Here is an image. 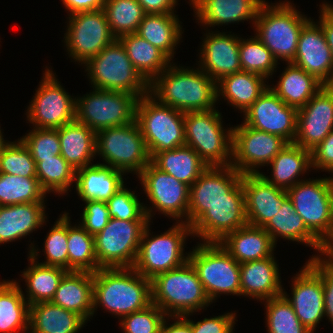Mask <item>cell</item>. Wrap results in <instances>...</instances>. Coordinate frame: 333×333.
I'll return each instance as SVG.
<instances>
[{"label": "cell", "mask_w": 333, "mask_h": 333, "mask_svg": "<svg viewBox=\"0 0 333 333\" xmlns=\"http://www.w3.org/2000/svg\"><path fill=\"white\" fill-rule=\"evenodd\" d=\"M325 256L322 258L319 254L312 255L307 262L322 277L325 316L333 326V251L325 254Z\"/></svg>", "instance_id": "11a10c76"}, {"label": "cell", "mask_w": 333, "mask_h": 333, "mask_svg": "<svg viewBox=\"0 0 333 333\" xmlns=\"http://www.w3.org/2000/svg\"><path fill=\"white\" fill-rule=\"evenodd\" d=\"M298 110L285 104L268 86L244 113V124L294 143Z\"/></svg>", "instance_id": "d6986e66"}, {"label": "cell", "mask_w": 333, "mask_h": 333, "mask_svg": "<svg viewBox=\"0 0 333 333\" xmlns=\"http://www.w3.org/2000/svg\"><path fill=\"white\" fill-rule=\"evenodd\" d=\"M216 109L185 113V145L191 147L210 166L232 162L233 127H223Z\"/></svg>", "instance_id": "9c48e42d"}, {"label": "cell", "mask_w": 333, "mask_h": 333, "mask_svg": "<svg viewBox=\"0 0 333 333\" xmlns=\"http://www.w3.org/2000/svg\"><path fill=\"white\" fill-rule=\"evenodd\" d=\"M0 173L37 178L36 163L24 143L18 139L10 142L0 154Z\"/></svg>", "instance_id": "f907efd6"}, {"label": "cell", "mask_w": 333, "mask_h": 333, "mask_svg": "<svg viewBox=\"0 0 333 333\" xmlns=\"http://www.w3.org/2000/svg\"><path fill=\"white\" fill-rule=\"evenodd\" d=\"M124 173L99 163L76 171L75 188L82 201L107 202L124 185Z\"/></svg>", "instance_id": "f546056e"}, {"label": "cell", "mask_w": 333, "mask_h": 333, "mask_svg": "<svg viewBox=\"0 0 333 333\" xmlns=\"http://www.w3.org/2000/svg\"><path fill=\"white\" fill-rule=\"evenodd\" d=\"M149 94L163 105L183 113L215 109L217 82L197 69L172 63L150 84Z\"/></svg>", "instance_id": "6da1fadb"}, {"label": "cell", "mask_w": 333, "mask_h": 333, "mask_svg": "<svg viewBox=\"0 0 333 333\" xmlns=\"http://www.w3.org/2000/svg\"><path fill=\"white\" fill-rule=\"evenodd\" d=\"M87 321L79 314L49 302L30 305L28 333H77Z\"/></svg>", "instance_id": "e575fe53"}, {"label": "cell", "mask_w": 333, "mask_h": 333, "mask_svg": "<svg viewBox=\"0 0 333 333\" xmlns=\"http://www.w3.org/2000/svg\"><path fill=\"white\" fill-rule=\"evenodd\" d=\"M277 86L269 88L288 106L301 109L324 86L313 75L287 63Z\"/></svg>", "instance_id": "74e56055"}, {"label": "cell", "mask_w": 333, "mask_h": 333, "mask_svg": "<svg viewBox=\"0 0 333 333\" xmlns=\"http://www.w3.org/2000/svg\"><path fill=\"white\" fill-rule=\"evenodd\" d=\"M194 17L203 26L215 27L239 21H253L266 0H189Z\"/></svg>", "instance_id": "484cf974"}, {"label": "cell", "mask_w": 333, "mask_h": 333, "mask_svg": "<svg viewBox=\"0 0 333 333\" xmlns=\"http://www.w3.org/2000/svg\"><path fill=\"white\" fill-rule=\"evenodd\" d=\"M80 225L90 234L95 236L111 219L106 202L89 200L84 201Z\"/></svg>", "instance_id": "9f6ffc18"}, {"label": "cell", "mask_w": 333, "mask_h": 333, "mask_svg": "<svg viewBox=\"0 0 333 333\" xmlns=\"http://www.w3.org/2000/svg\"><path fill=\"white\" fill-rule=\"evenodd\" d=\"M151 303L168 316H185L208 307L211 301L191 263L151 279Z\"/></svg>", "instance_id": "3957f363"}, {"label": "cell", "mask_w": 333, "mask_h": 333, "mask_svg": "<svg viewBox=\"0 0 333 333\" xmlns=\"http://www.w3.org/2000/svg\"><path fill=\"white\" fill-rule=\"evenodd\" d=\"M333 130V85H324L297 113L294 143L315 149Z\"/></svg>", "instance_id": "44dd1931"}, {"label": "cell", "mask_w": 333, "mask_h": 333, "mask_svg": "<svg viewBox=\"0 0 333 333\" xmlns=\"http://www.w3.org/2000/svg\"><path fill=\"white\" fill-rule=\"evenodd\" d=\"M59 217L45 238L43 252L46 261L40 264L61 267L68 271L67 213L64 212Z\"/></svg>", "instance_id": "816d5d0a"}, {"label": "cell", "mask_w": 333, "mask_h": 333, "mask_svg": "<svg viewBox=\"0 0 333 333\" xmlns=\"http://www.w3.org/2000/svg\"><path fill=\"white\" fill-rule=\"evenodd\" d=\"M149 222L111 218L94 236L95 254L100 268L133 267L143 231Z\"/></svg>", "instance_id": "4fadbf2b"}, {"label": "cell", "mask_w": 333, "mask_h": 333, "mask_svg": "<svg viewBox=\"0 0 333 333\" xmlns=\"http://www.w3.org/2000/svg\"><path fill=\"white\" fill-rule=\"evenodd\" d=\"M96 155L113 169L137 176L151 162L137 121L96 133Z\"/></svg>", "instance_id": "8fae6325"}, {"label": "cell", "mask_w": 333, "mask_h": 333, "mask_svg": "<svg viewBox=\"0 0 333 333\" xmlns=\"http://www.w3.org/2000/svg\"><path fill=\"white\" fill-rule=\"evenodd\" d=\"M174 13L146 14L137 34L160 49L171 61L182 38V25Z\"/></svg>", "instance_id": "f35d334b"}, {"label": "cell", "mask_w": 333, "mask_h": 333, "mask_svg": "<svg viewBox=\"0 0 333 333\" xmlns=\"http://www.w3.org/2000/svg\"><path fill=\"white\" fill-rule=\"evenodd\" d=\"M151 304V280L130 268H100L93 273V315L97 306L120 317Z\"/></svg>", "instance_id": "7a4b0ae2"}, {"label": "cell", "mask_w": 333, "mask_h": 333, "mask_svg": "<svg viewBox=\"0 0 333 333\" xmlns=\"http://www.w3.org/2000/svg\"><path fill=\"white\" fill-rule=\"evenodd\" d=\"M312 169L333 173V130L311 151Z\"/></svg>", "instance_id": "680465c9"}, {"label": "cell", "mask_w": 333, "mask_h": 333, "mask_svg": "<svg viewBox=\"0 0 333 333\" xmlns=\"http://www.w3.org/2000/svg\"><path fill=\"white\" fill-rule=\"evenodd\" d=\"M241 183L247 223L252 226L263 227L288 198L287 190L275 187L259 173L243 174Z\"/></svg>", "instance_id": "d4e9b609"}, {"label": "cell", "mask_w": 333, "mask_h": 333, "mask_svg": "<svg viewBox=\"0 0 333 333\" xmlns=\"http://www.w3.org/2000/svg\"><path fill=\"white\" fill-rule=\"evenodd\" d=\"M138 177L153 209L177 222L187 224L190 186L161 171L152 162L141 171Z\"/></svg>", "instance_id": "e0dca14e"}, {"label": "cell", "mask_w": 333, "mask_h": 333, "mask_svg": "<svg viewBox=\"0 0 333 333\" xmlns=\"http://www.w3.org/2000/svg\"><path fill=\"white\" fill-rule=\"evenodd\" d=\"M263 302L268 333H312L300 322L283 294Z\"/></svg>", "instance_id": "c3c4849f"}, {"label": "cell", "mask_w": 333, "mask_h": 333, "mask_svg": "<svg viewBox=\"0 0 333 333\" xmlns=\"http://www.w3.org/2000/svg\"><path fill=\"white\" fill-rule=\"evenodd\" d=\"M30 305L16 280L0 281V333L29 330Z\"/></svg>", "instance_id": "60d3db41"}, {"label": "cell", "mask_w": 333, "mask_h": 333, "mask_svg": "<svg viewBox=\"0 0 333 333\" xmlns=\"http://www.w3.org/2000/svg\"><path fill=\"white\" fill-rule=\"evenodd\" d=\"M20 140L28 148L35 161H43L53 158L55 155H61L58 129L34 128Z\"/></svg>", "instance_id": "db71d44e"}, {"label": "cell", "mask_w": 333, "mask_h": 333, "mask_svg": "<svg viewBox=\"0 0 333 333\" xmlns=\"http://www.w3.org/2000/svg\"><path fill=\"white\" fill-rule=\"evenodd\" d=\"M245 196L240 182L227 199L213 204L192 225L193 237L203 243H218L227 234L246 226Z\"/></svg>", "instance_id": "ac0fdd59"}, {"label": "cell", "mask_w": 333, "mask_h": 333, "mask_svg": "<svg viewBox=\"0 0 333 333\" xmlns=\"http://www.w3.org/2000/svg\"><path fill=\"white\" fill-rule=\"evenodd\" d=\"M310 19L289 1L271 6L265 2L254 23L256 36L277 61L290 63L296 54L300 32Z\"/></svg>", "instance_id": "277c9868"}, {"label": "cell", "mask_w": 333, "mask_h": 333, "mask_svg": "<svg viewBox=\"0 0 333 333\" xmlns=\"http://www.w3.org/2000/svg\"><path fill=\"white\" fill-rule=\"evenodd\" d=\"M185 113L158 102L149 93L138 98L136 118L150 158L185 145Z\"/></svg>", "instance_id": "ba28073f"}, {"label": "cell", "mask_w": 333, "mask_h": 333, "mask_svg": "<svg viewBox=\"0 0 333 333\" xmlns=\"http://www.w3.org/2000/svg\"><path fill=\"white\" fill-rule=\"evenodd\" d=\"M46 195L37 178L0 173V206L45 202Z\"/></svg>", "instance_id": "f6af8a7d"}, {"label": "cell", "mask_w": 333, "mask_h": 333, "mask_svg": "<svg viewBox=\"0 0 333 333\" xmlns=\"http://www.w3.org/2000/svg\"><path fill=\"white\" fill-rule=\"evenodd\" d=\"M29 249L28 261L30 265L25 271L21 272V277L25 279V285H27L25 299L29 305L38 302H49L54 298L60 281L68 271L61 267L40 264L36 260L39 256L38 249L36 250L32 243Z\"/></svg>", "instance_id": "836d02e7"}, {"label": "cell", "mask_w": 333, "mask_h": 333, "mask_svg": "<svg viewBox=\"0 0 333 333\" xmlns=\"http://www.w3.org/2000/svg\"><path fill=\"white\" fill-rule=\"evenodd\" d=\"M166 316V317H165ZM168 316L155 304L151 303L145 309L125 315L120 319L124 333H160V328Z\"/></svg>", "instance_id": "f5cc1de1"}, {"label": "cell", "mask_w": 333, "mask_h": 333, "mask_svg": "<svg viewBox=\"0 0 333 333\" xmlns=\"http://www.w3.org/2000/svg\"><path fill=\"white\" fill-rule=\"evenodd\" d=\"M69 15L103 8L106 0H61Z\"/></svg>", "instance_id": "94428289"}, {"label": "cell", "mask_w": 333, "mask_h": 333, "mask_svg": "<svg viewBox=\"0 0 333 333\" xmlns=\"http://www.w3.org/2000/svg\"><path fill=\"white\" fill-rule=\"evenodd\" d=\"M136 70L150 84L171 63V60L157 47L137 33L118 38Z\"/></svg>", "instance_id": "ab89813d"}, {"label": "cell", "mask_w": 333, "mask_h": 333, "mask_svg": "<svg viewBox=\"0 0 333 333\" xmlns=\"http://www.w3.org/2000/svg\"><path fill=\"white\" fill-rule=\"evenodd\" d=\"M242 177L232 165L208 167L190 186L187 224L191 226L209 207L227 199Z\"/></svg>", "instance_id": "ffe728a7"}, {"label": "cell", "mask_w": 333, "mask_h": 333, "mask_svg": "<svg viewBox=\"0 0 333 333\" xmlns=\"http://www.w3.org/2000/svg\"><path fill=\"white\" fill-rule=\"evenodd\" d=\"M44 202L0 206V244L17 241L46 224Z\"/></svg>", "instance_id": "83f0119b"}, {"label": "cell", "mask_w": 333, "mask_h": 333, "mask_svg": "<svg viewBox=\"0 0 333 333\" xmlns=\"http://www.w3.org/2000/svg\"><path fill=\"white\" fill-rule=\"evenodd\" d=\"M291 63L313 75L323 85H333V58L318 22L310 19L303 26Z\"/></svg>", "instance_id": "603a6c76"}, {"label": "cell", "mask_w": 333, "mask_h": 333, "mask_svg": "<svg viewBox=\"0 0 333 333\" xmlns=\"http://www.w3.org/2000/svg\"><path fill=\"white\" fill-rule=\"evenodd\" d=\"M291 297L283 295L291 303L300 322L312 333L325 317L324 292L321 275L308 263L293 276Z\"/></svg>", "instance_id": "7402d4cb"}, {"label": "cell", "mask_w": 333, "mask_h": 333, "mask_svg": "<svg viewBox=\"0 0 333 333\" xmlns=\"http://www.w3.org/2000/svg\"><path fill=\"white\" fill-rule=\"evenodd\" d=\"M274 256L240 264L241 295L262 302L282 295L284 288Z\"/></svg>", "instance_id": "4316f807"}, {"label": "cell", "mask_w": 333, "mask_h": 333, "mask_svg": "<svg viewBox=\"0 0 333 333\" xmlns=\"http://www.w3.org/2000/svg\"><path fill=\"white\" fill-rule=\"evenodd\" d=\"M227 32H206L199 55V68L218 82L227 75L242 71L239 58L240 38Z\"/></svg>", "instance_id": "cb8c5ba5"}, {"label": "cell", "mask_w": 333, "mask_h": 333, "mask_svg": "<svg viewBox=\"0 0 333 333\" xmlns=\"http://www.w3.org/2000/svg\"><path fill=\"white\" fill-rule=\"evenodd\" d=\"M266 80L261 75L246 71L227 75L217 82L218 101L222 96L244 114L268 88Z\"/></svg>", "instance_id": "8d00e7d4"}, {"label": "cell", "mask_w": 333, "mask_h": 333, "mask_svg": "<svg viewBox=\"0 0 333 333\" xmlns=\"http://www.w3.org/2000/svg\"><path fill=\"white\" fill-rule=\"evenodd\" d=\"M138 97L128 92L99 90L76 98L75 120L95 133L135 121Z\"/></svg>", "instance_id": "7c38bea8"}, {"label": "cell", "mask_w": 333, "mask_h": 333, "mask_svg": "<svg viewBox=\"0 0 333 333\" xmlns=\"http://www.w3.org/2000/svg\"><path fill=\"white\" fill-rule=\"evenodd\" d=\"M61 156L76 171L92 164L96 156V133L76 120L58 128Z\"/></svg>", "instance_id": "d6a6232c"}, {"label": "cell", "mask_w": 333, "mask_h": 333, "mask_svg": "<svg viewBox=\"0 0 333 333\" xmlns=\"http://www.w3.org/2000/svg\"><path fill=\"white\" fill-rule=\"evenodd\" d=\"M112 34L118 39L125 34L137 33L146 15L137 0H106L103 8Z\"/></svg>", "instance_id": "ee69618b"}, {"label": "cell", "mask_w": 333, "mask_h": 333, "mask_svg": "<svg viewBox=\"0 0 333 333\" xmlns=\"http://www.w3.org/2000/svg\"><path fill=\"white\" fill-rule=\"evenodd\" d=\"M189 316V314L185 316H171L175 320L170 325H168L165 319L161 325L160 333H192Z\"/></svg>", "instance_id": "be15d7a7"}, {"label": "cell", "mask_w": 333, "mask_h": 333, "mask_svg": "<svg viewBox=\"0 0 333 333\" xmlns=\"http://www.w3.org/2000/svg\"><path fill=\"white\" fill-rule=\"evenodd\" d=\"M151 162L161 171L191 186L208 168L201 157L189 146L156 153Z\"/></svg>", "instance_id": "b9f144b4"}, {"label": "cell", "mask_w": 333, "mask_h": 333, "mask_svg": "<svg viewBox=\"0 0 333 333\" xmlns=\"http://www.w3.org/2000/svg\"><path fill=\"white\" fill-rule=\"evenodd\" d=\"M192 250L188 261L211 303L220 294L241 296L240 264L219 243H198Z\"/></svg>", "instance_id": "30bf717a"}, {"label": "cell", "mask_w": 333, "mask_h": 333, "mask_svg": "<svg viewBox=\"0 0 333 333\" xmlns=\"http://www.w3.org/2000/svg\"><path fill=\"white\" fill-rule=\"evenodd\" d=\"M1 126H0V154L2 153L3 148L9 143V141L7 142V140H4V136L2 134L1 131Z\"/></svg>", "instance_id": "e7e4bbea"}, {"label": "cell", "mask_w": 333, "mask_h": 333, "mask_svg": "<svg viewBox=\"0 0 333 333\" xmlns=\"http://www.w3.org/2000/svg\"><path fill=\"white\" fill-rule=\"evenodd\" d=\"M236 313L229 312L223 315L204 318L202 321L194 322L190 320L192 333H233Z\"/></svg>", "instance_id": "6f0895ef"}, {"label": "cell", "mask_w": 333, "mask_h": 333, "mask_svg": "<svg viewBox=\"0 0 333 333\" xmlns=\"http://www.w3.org/2000/svg\"><path fill=\"white\" fill-rule=\"evenodd\" d=\"M26 110L27 120L38 129H58L75 120L76 97H71L52 70L46 69Z\"/></svg>", "instance_id": "5bb4252c"}, {"label": "cell", "mask_w": 333, "mask_h": 333, "mask_svg": "<svg viewBox=\"0 0 333 333\" xmlns=\"http://www.w3.org/2000/svg\"><path fill=\"white\" fill-rule=\"evenodd\" d=\"M272 168L270 177L259 174L275 187L288 190L302 179L298 180L300 174H305L312 168L311 151L306 150L295 143H288L277 156L269 163Z\"/></svg>", "instance_id": "d590c367"}, {"label": "cell", "mask_w": 333, "mask_h": 333, "mask_svg": "<svg viewBox=\"0 0 333 333\" xmlns=\"http://www.w3.org/2000/svg\"><path fill=\"white\" fill-rule=\"evenodd\" d=\"M287 193L308 230L333 251V178L305 179Z\"/></svg>", "instance_id": "5b68a950"}, {"label": "cell", "mask_w": 333, "mask_h": 333, "mask_svg": "<svg viewBox=\"0 0 333 333\" xmlns=\"http://www.w3.org/2000/svg\"><path fill=\"white\" fill-rule=\"evenodd\" d=\"M68 16L64 43L69 57L81 65L117 39L103 9Z\"/></svg>", "instance_id": "9a60e30c"}, {"label": "cell", "mask_w": 333, "mask_h": 333, "mask_svg": "<svg viewBox=\"0 0 333 333\" xmlns=\"http://www.w3.org/2000/svg\"><path fill=\"white\" fill-rule=\"evenodd\" d=\"M243 39L240 37L239 58L242 71L255 73L268 79L274 72L278 61L271 51L258 39Z\"/></svg>", "instance_id": "7dc6e473"}, {"label": "cell", "mask_w": 333, "mask_h": 333, "mask_svg": "<svg viewBox=\"0 0 333 333\" xmlns=\"http://www.w3.org/2000/svg\"><path fill=\"white\" fill-rule=\"evenodd\" d=\"M320 7V19L317 22L321 25L326 43L331 50V55L333 58V5H330L327 2L320 5Z\"/></svg>", "instance_id": "91938a15"}, {"label": "cell", "mask_w": 333, "mask_h": 333, "mask_svg": "<svg viewBox=\"0 0 333 333\" xmlns=\"http://www.w3.org/2000/svg\"><path fill=\"white\" fill-rule=\"evenodd\" d=\"M67 213L68 271L96 272L100 269L96 254L94 236L80 224L72 226Z\"/></svg>", "instance_id": "7bdbcfd3"}, {"label": "cell", "mask_w": 333, "mask_h": 333, "mask_svg": "<svg viewBox=\"0 0 333 333\" xmlns=\"http://www.w3.org/2000/svg\"><path fill=\"white\" fill-rule=\"evenodd\" d=\"M175 224L156 236L149 232L150 222L145 227L133 265L145 278L151 280L156 275L178 268L188 261L189 254H184V244L188 235L193 236L191 226L185 222Z\"/></svg>", "instance_id": "52a82bcc"}, {"label": "cell", "mask_w": 333, "mask_h": 333, "mask_svg": "<svg viewBox=\"0 0 333 333\" xmlns=\"http://www.w3.org/2000/svg\"><path fill=\"white\" fill-rule=\"evenodd\" d=\"M84 64L92 88L128 92L138 98L149 93V83L133 66L118 39Z\"/></svg>", "instance_id": "8992f818"}, {"label": "cell", "mask_w": 333, "mask_h": 333, "mask_svg": "<svg viewBox=\"0 0 333 333\" xmlns=\"http://www.w3.org/2000/svg\"><path fill=\"white\" fill-rule=\"evenodd\" d=\"M146 14L174 13L177 0H137Z\"/></svg>", "instance_id": "6125c7cd"}, {"label": "cell", "mask_w": 333, "mask_h": 333, "mask_svg": "<svg viewBox=\"0 0 333 333\" xmlns=\"http://www.w3.org/2000/svg\"><path fill=\"white\" fill-rule=\"evenodd\" d=\"M111 218L119 220H149L153 217V210L143 205L134 191L126 188L125 185L106 202ZM152 213V214H151ZM152 215V216H151Z\"/></svg>", "instance_id": "681fc988"}, {"label": "cell", "mask_w": 333, "mask_h": 333, "mask_svg": "<svg viewBox=\"0 0 333 333\" xmlns=\"http://www.w3.org/2000/svg\"><path fill=\"white\" fill-rule=\"evenodd\" d=\"M239 264L274 256L276 245L262 227L247 224L218 242Z\"/></svg>", "instance_id": "f1b7e54d"}, {"label": "cell", "mask_w": 333, "mask_h": 333, "mask_svg": "<svg viewBox=\"0 0 333 333\" xmlns=\"http://www.w3.org/2000/svg\"><path fill=\"white\" fill-rule=\"evenodd\" d=\"M35 163L37 179L47 194L53 192L64 195L75 183L76 170L61 155Z\"/></svg>", "instance_id": "bcb514c9"}, {"label": "cell", "mask_w": 333, "mask_h": 333, "mask_svg": "<svg viewBox=\"0 0 333 333\" xmlns=\"http://www.w3.org/2000/svg\"><path fill=\"white\" fill-rule=\"evenodd\" d=\"M51 302L88 321L93 317V272L68 271Z\"/></svg>", "instance_id": "4dcf8cb0"}, {"label": "cell", "mask_w": 333, "mask_h": 333, "mask_svg": "<svg viewBox=\"0 0 333 333\" xmlns=\"http://www.w3.org/2000/svg\"><path fill=\"white\" fill-rule=\"evenodd\" d=\"M276 245L278 238L304 243L318 251L320 256L330 251L308 230L302 217L296 213L292 201L287 198L279 211L262 227Z\"/></svg>", "instance_id": "1f68e13d"}, {"label": "cell", "mask_w": 333, "mask_h": 333, "mask_svg": "<svg viewBox=\"0 0 333 333\" xmlns=\"http://www.w3.org/2000/svg\"><path fill=\"white\" fill-rule=\"evenodd\" d=\"M288 145L282 137L245 125L233 127L231 165L241 174H258ZM257 168V169H256Z\"/></svg>", "instance_id": "2e32d148"}]
</instances>
